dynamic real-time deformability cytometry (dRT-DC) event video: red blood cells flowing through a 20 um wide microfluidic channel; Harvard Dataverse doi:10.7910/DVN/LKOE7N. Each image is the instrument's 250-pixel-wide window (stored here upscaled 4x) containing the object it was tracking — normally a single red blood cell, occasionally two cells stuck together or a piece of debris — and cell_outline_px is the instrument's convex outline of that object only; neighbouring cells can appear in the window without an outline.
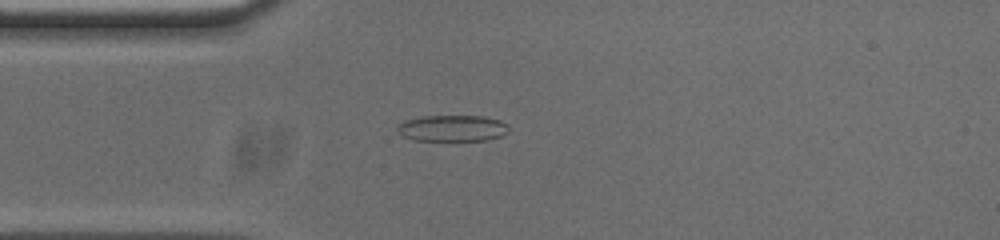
{"species": "common noctule bat (a hibernating species)", "species_latin": "Nyctalus noctula", "temperature_condition": "cold", "stored_images_in_passage": 53, "camera_frame_rate_fps": 3000, "um_per_image_px": 0.085, "animal": {"sex": "male", "body_mass_g": 20.0, "forearm_length_mm": 53.3}, "frame": {"image": 1, "passage_image": 13, "time_ms": 4.0, "image_size_px": [1000, 240], "cell_outline_px": [[512, 128], [508, 132], [500, 136], [488, 140], [412, 140], [396, 132], [396, 128], [404, 120], [424, 116], [484, 116], [500, 120], [508, 124]], "centroid_in_image_um": [38.48, 10.89], "position_along_channel_um": 46.5, "area_um2": 17.22}}
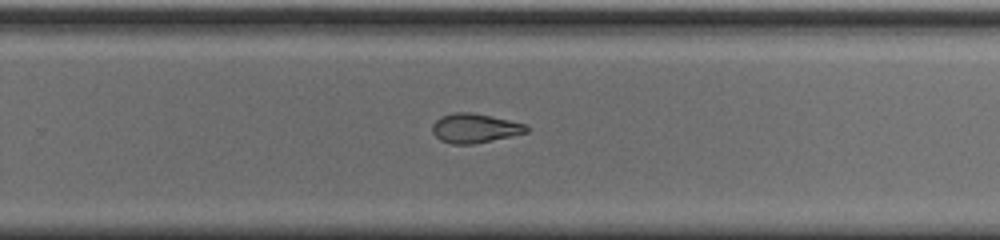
{"frame": {"image": 2, "passage_image": 33, "time_ms": 10.667, "image_size_px": [1000, 240], "cell_outline_px": [[528, 132], [512, 136], [472, 144], [452, 144], [440, 140], [432, 132], [432, 124], [440, 116], [452, 112], [472, 112], [508, 120], [524, 124], [528, 128]], "centroid_in_image_um": [40.31, 10.89], "position_along_channel_um": 289.5, "area_um2": 16.01}}
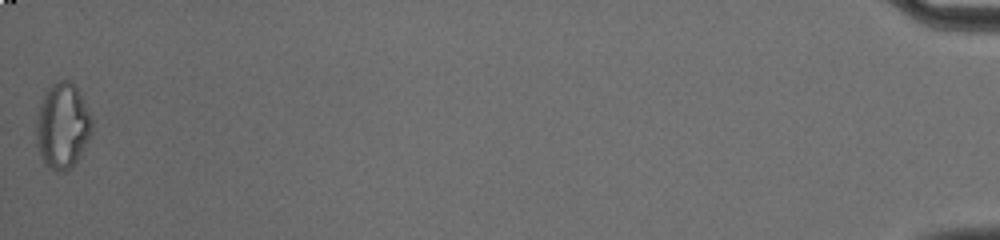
{"frame": {"image": 3, "passage_image": 53, "time_ms": 17.333, "image_size_px": [1000, 240], "cell_outline_px": [[92, 132], [88, 140], [76, 160], [64, 172], [56, 172], [44, 164], [40, 156], [36, 144], [36, 116], [44, 92], [52, 84], [60, 80], [72, 80], [80, 92], [92, 120]], "centroid_in_image_um": [5.28, 10.68], "position_along_channel_um": 429.9, "area_um2": 27.86}, "authors_computed_cell_mechanics": {"area_um2": 17.34, "velocity_mm_per_s": 3.7636, "shape_relaxation_time_tau1_ms": null, "shape_relaxation_time_tau2_ms": 3.4147, "deformation_change_tau1": null, "deformation_change_tau2": 0.1026}}